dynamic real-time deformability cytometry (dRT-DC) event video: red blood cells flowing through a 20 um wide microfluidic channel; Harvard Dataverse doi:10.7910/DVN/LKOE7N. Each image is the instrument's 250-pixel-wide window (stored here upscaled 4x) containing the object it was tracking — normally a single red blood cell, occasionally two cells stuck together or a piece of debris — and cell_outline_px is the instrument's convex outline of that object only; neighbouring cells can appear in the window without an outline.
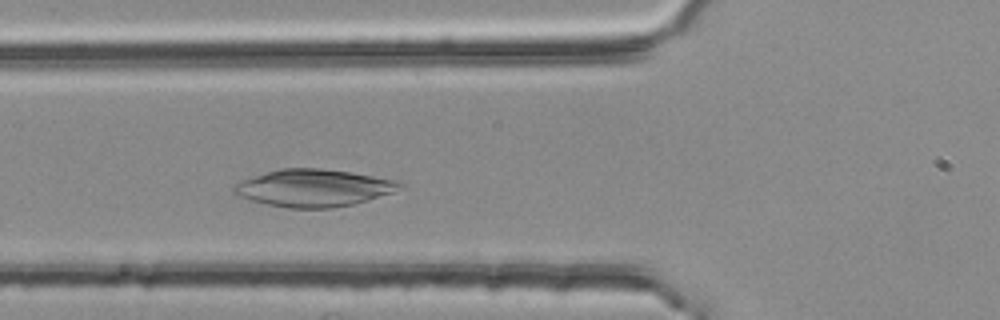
{"species": "common noctule bat (a hibernating species)", "species_latin": "Nyctalus noctula", "temperature_condition": "room temperature", "stored_images_in_passage": 38, "camera_frame_rate_fps": 3000, "um_per_image_px": 0.085, "animal": {"sex": "female", "body_mass_g": 25.1}, "frame": {"image": 1, "passage_image": 12, "time_ms": 3.667, "image_size_px": [1000, 320], "cell_outline_px": [[404, 188], [368, 200], [352, 204], [332, 208], [288, 208], [268, 204], [252, 200], [240, 196], [232, 192], [232, 188], [236, 184], [244, 180], [280, 168], [320, 168], [352, 172], [392, 180], [404, 184]], "centroid_in_image_um": [26.67, 15.98], "position_along_channel_um": 99.1, "area_um2": 35.55}}
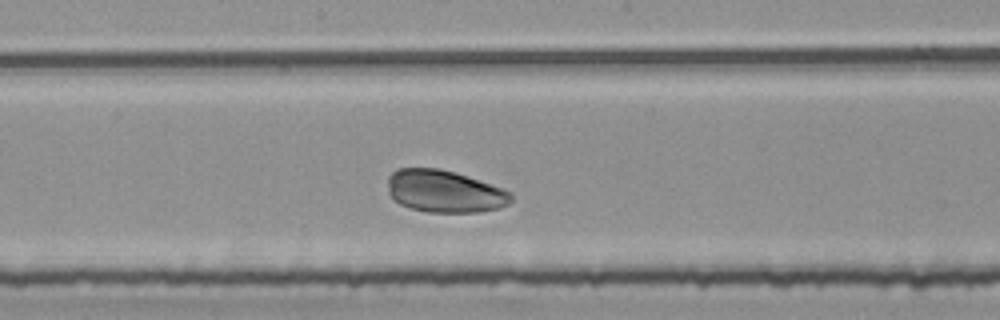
{"frame": {"image": 2, "passage_image": 21, "time_ms": 6.667, "image_size_px": [1000, 320], "cell_outline_px": [[512, 200], [508, 204], [496, 208], [480, 212], [424, 212], [400, 204], [392, 200], [388, 192], [388, 176], [396, 168], [440, 168], [500, 188], [508, 192], [512, 196]], "centroid_in_image_um": [37.7, 16.27], "position_along_channel_um": 210.5, "area_um2": 30.06}}
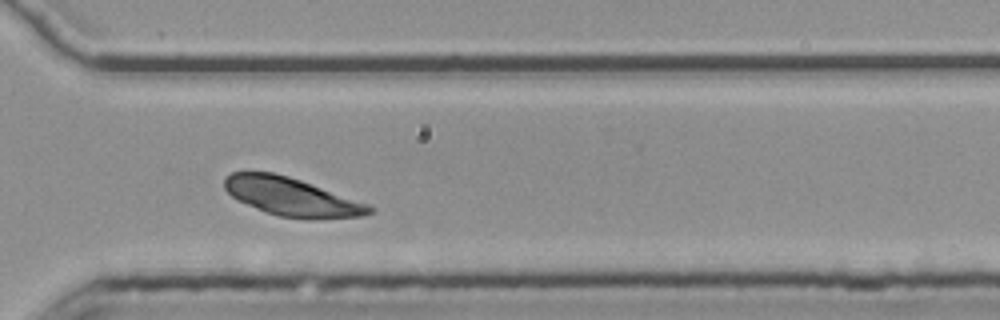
{"frame": {"image": 3, "passage_image": 32, "time_ms": 10.333, "image_size_px": [1000, 320], "cell_outline_px": [[376, 212], [364, 216], [316, 220], [308, 220], [280, 216], [256, 208], [236, 200], [224, 188], [224, 176], [232, 172], [272, 172], [288, 176], [300, 180], [368, 204], [376, 208]], "centroid_in_image_um": [24.82, 16.75], "position_along_channel_um": 345.8, "area_um2": 32.48}}